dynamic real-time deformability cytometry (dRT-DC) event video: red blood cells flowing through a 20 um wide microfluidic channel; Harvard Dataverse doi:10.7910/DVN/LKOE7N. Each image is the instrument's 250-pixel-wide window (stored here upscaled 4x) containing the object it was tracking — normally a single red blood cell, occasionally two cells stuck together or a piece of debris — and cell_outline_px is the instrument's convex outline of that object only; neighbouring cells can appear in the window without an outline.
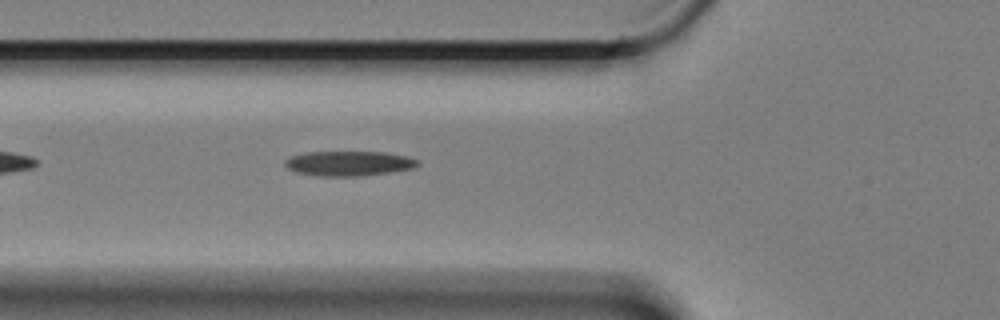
{"species": "Egyptian fruit bat (a non-hibernating species)", "species_latin": "Rousettus aegyptiacus", "temperature_condition": "cold", "stored_images_in_passage": 41, "camera_frame_rate_fps": 3000, "um_per_image_px": 0.085, "animal": {"sex": "female"}, "frame": {"image": 1, "passage_image": 3, "time_ms": 0.667, "image_size_px": [1000, 320], "cell_outline_px": [[420, 164], [412, 168], [388, 172], [352, 176], [320, 176], [296, 172], [288, 168], [284, 164], [284, 160], [292, 156], [308, 152], [384, 152], [404, 156], [416, 160]], "centroid_in_image_um": [29.59, 13.88], "position_along_channel_um": 96.2, "area_um2": 18.79}}
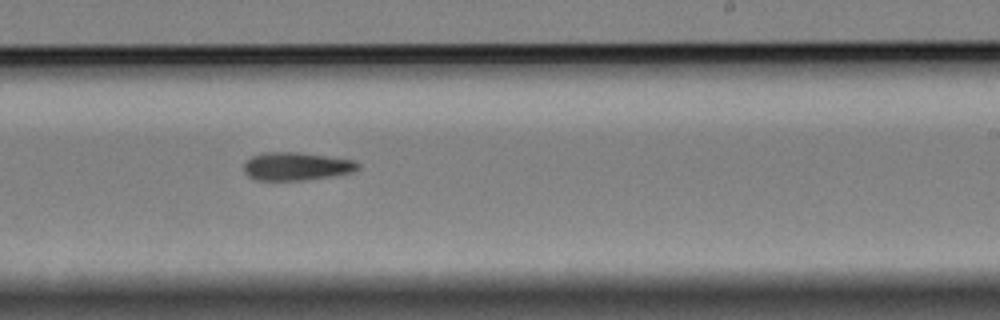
{"frame": {"image": 2, "passage_image": 18, "time_ms": 5.667, "image_size_px": [1000, 320], "cell_outline_px": [[360, 168], [352, 172], [328, 176], [300, 180], [256, 180], [248, 176], [244, 172], [244, 164], [252, 156], [264, 152], [300, 152], [352, 160], [360, 164]], "centroid_in_image_um": [25.16, 14.13], "position_along_channel_um": 263.8, "area_um2": 18.44}}
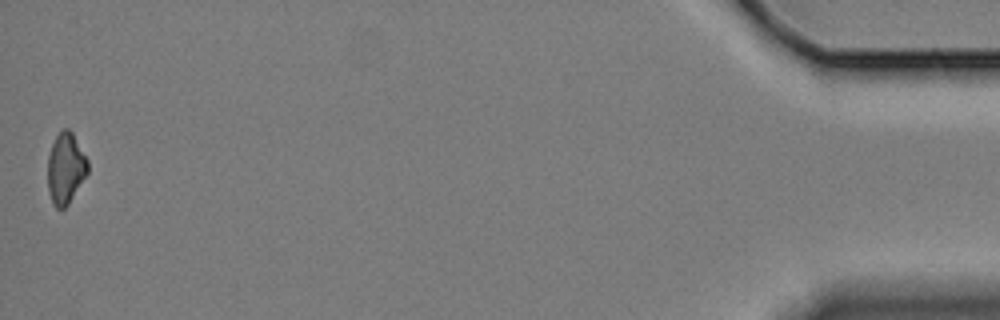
{"frame": {"image": 3, "passage_image": 41, "time_ms": 13.333, "image_size_px": [1000, 320], "cell_outline_px": [[88, 172], [68, 204], [64, 208], [56, 208], [52, 204], [48, 192], [48, 156], [52, 144], [56, 136], [64, 128], [68, 128], [72, 132], [88, 160]], "centroid_in_image_um": [5.57, 14.31], "position_along_channel_um": 429.6, "area_um2": 16.47}}